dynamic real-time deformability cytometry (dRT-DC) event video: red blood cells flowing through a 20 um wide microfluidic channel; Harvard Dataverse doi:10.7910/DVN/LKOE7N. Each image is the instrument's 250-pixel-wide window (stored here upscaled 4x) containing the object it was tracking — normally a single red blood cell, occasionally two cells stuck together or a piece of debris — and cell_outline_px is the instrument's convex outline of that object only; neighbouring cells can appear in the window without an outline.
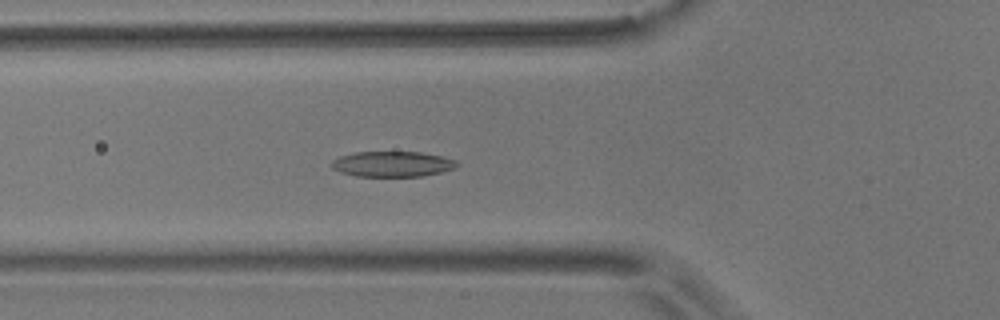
{"species": "common noctule bat (a hibernating species)", "species_latin": "Nyctalus noctula", "temperature_condition": "room temperature", "stored_images_in_passage": 43, "camera_frame_rate_fps": 3000, "um_per_image_px": 0.085, "animal": {"sex": "male", "body_mass_g": 17.9}, "frame": {"image": 1, "passage_image": 8, "time_ms": 2.333, "image_size_px": [1000, 320], "cell_outline_px": [[460, 164], [456, 168], [424, 176], [356, 176], [340, 172], [332, 168], [328, 164], [332, 160], [340, 156], [356, 152], [420, 152], [444, 156], [456, 160]], "centroid_in_image_um": [33.36, 13.94], "position_along_channel_um": 92.4, "area_um2": 18.79}}
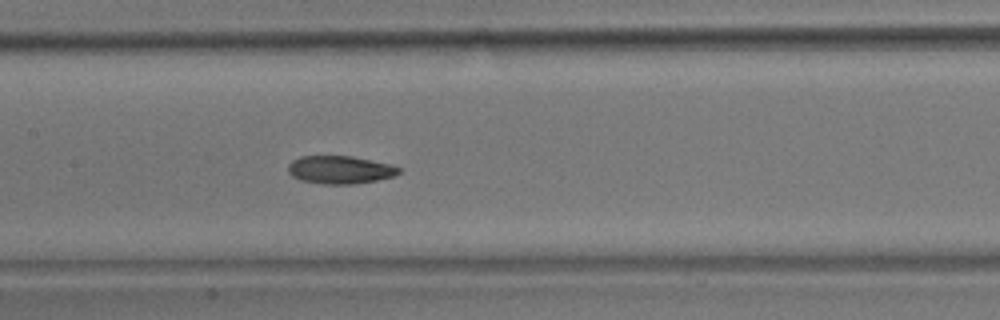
{"frame": {"image": 2, "passage_image": 15, "time_ms": 4.667, "image_size_px": [1000, 320], "cell_outline_px": [[400, 172], [396, 176], [376, 180], [352, 184], [320, 184], [300, 180], [292, 176], [288, 172], [288, 164], [292, 160], [300, 156], [352, 156], [388, 164], [400, 168]], "centroid_in_image_um": [28.86, 14.43], "position_along_channel_um": 178.5, "area_um2": 18.03}}
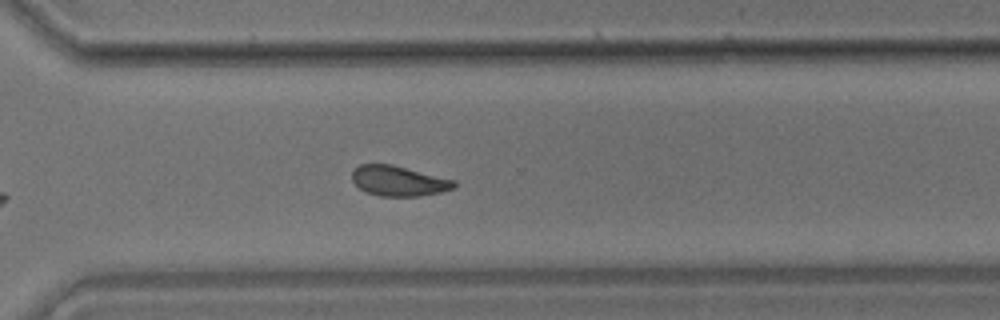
{"frame": {"image": 3, "passage_image": 28, "time_ms": 9.0, "image_size_px": [1000, 320], "cell_outline_px": [[456, 184], [452, 188], [440, 192], [420, 196], [380, 196], [364, 192], [352, 180], [352, 172], [360, 164], [392, 164], [456, 180]], "centroid_in_image_um": [33.87, 15.38], "position_along_channel_um": 336.7, "area_um2": 17.92}, "authors_computed_cell_mechanics": {"area_um2": 18.4382, "velocity_mm_per_s": 3.6631, "shape_relaxation_time_tau1_ms": 5.6556, "shape_relaxation_time_tau2_ms": 3.6899, "deformation_change_tau1": 0.1443, "deformation_change_tau2": 0.1013}}